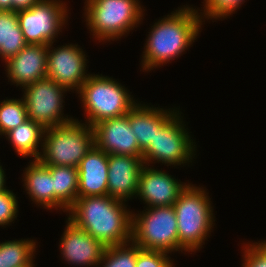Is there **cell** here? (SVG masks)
<instances>
[{
  "label": "cell",
  "mask_w": 266,
  "mask_h": 267,
  "mask_svg": "<svg viewBox=\"0 0 266 267\" xmlns=\"http://www.w3.org/2000/svg\"><path fill=\"white\" fill-rule=\"evenodd\" d=\"M167 267H175L173 261Z\"/></svg>",
  "instance_id": "e575fe53"
},
{
  "label": "cell",
  "mask_w": 266,
  "mask_h": 267,
  "mask_svg": "<svg viewBox=\"0 0 266 267\" xmlns=\"http://www.w3.org/2000/svg\"><path fill=\"white\" fill-rule=\"evenodd\" d=\"M92 128L95 146L106 154L143 155L129 122V112L123 116L102 120Z\"/></svg>",
  "instance_id": "7c38bea8"
},
{
  "label": "cell",
  "mask_w": 266,
  "mask_h": 267,
  "mask_svg": "<svg viewBox=\"0 0 266 267\" xmlns=\"http://www.w3.org/2000/svg\"><path fill=\"white\" fill-rule=\"evenodd\" d=\"M203 187L189 184L173 204L177 220L179 252H196L214 226L213 207Z\"/></svg>",
  "instance_id": "3957f363"
},
{
  "label": "cell",
  "mask_w": 266,
  "mask_h": 267,
  "mask_svg": "<svg viewBox=\"0 0 266 267\" xmlns=\"http://www.w3.org/2000/svg\"><path fill=\"white\" fill-rule=\"evenodd\" d=\"M68 11L65 3L60 0H41L30 8L18 10L17 17L26 43H54L66 25Z\"/></svg>",
  "instance_id": "9c48e42d"
},
{
  "label": "cell",
  "mask_w": 266,
  "mask_h": 267,
  "mask_svg": "<svg viewBox=\"0 0 266 267\" xmlns=\"http://www.w3.org/2000/svg\"><path fill=\"white\" fill-rule=\"evenodd\" d=\"M142 156L108 155V196L126 202L136 197ZM127 199V200H126Z\"/></svg>",
  "instance_id": "9a60e30c"
},
{
  "label": "cell",
  "mask_w": 266,
  "mask_h": 267,
  "mask_svg": "<svg viewBox=\"0 0 266 267\" xmlns=\"http://www.w3.org/2000/svg\"><path fill=\"white\" fill-rule=\"evenodd\" d=\"M127 209L124 201L102 195L78 197L67 213L74 225L109 247L132 241V212Z\"/></svg>",
  "instance_id": "6da1fadb"
},
{
  "label": "cell",
  "mask_w": 266,
  "mask_h": 267,
  "mask_svg": "<svg viewBox=\"0 0 266 267\" xmlns=\"http://www.w3.org/2000/svg\"><path fill=\"white\" fill-rule=\"evenodd\" d=\"M66 222L67 225L59 245L63 259L67 261L66 263L76 266L99 267L106 247L69 219Z\"/></svg>",
  "instance_id": "5bb4252c"
},
{
  "label": "cell",
  "mask_w": 266,
  "mask_h": 267,
  "mask_svg": "<svg viewBox=\"0 0 266 267\" xmlns=\"http://www.w3.org/2000/svg\"><path fill=\"white\" fill-rule=\"evenodd\" d=\"M94 145L93 128L74 119L45 129L39 160L44 165L78 167Z\"/></svg>",
  "instance_id": "5b68a950"
},
{
  "label": "cell",
  "mask_w": 266,
  "mask_h": 267,
  "mask_svg": "<svg viewBox=\"0 0 266 267\" xmlns=\"http://www.w3.org/2000/svg\"><path fill=\"white\" fill-rule=\"evenodd\" d=\"M243 248L242 267H266V255L254 243H248Z\"/></svg>",
  "instance_id": "f1b7e54d"
},
{
  "label": "cell",
  "mask_w": 266,
  "mask_h": 267,
  "mask_svg": "<svg viewBox=\"0 0 266 267\" xmlns=\"http://www.w3.org/2000/svg\"><path fill=\"white\" fill-rule=\"evenodd\" d=\"M48 45L27 44L18 54L5 61L8 80L25 87L47 77Z\"/></svg>",
  "instance_id": "2e32d148"
},
{
  "label": "cell",
  "mask_w": 266,
  "mask_h": 267,
  "mask_svg": "<svg viewBox=\"0 0 266 267\" xmlns=\"http://www.w3.org/2000/svg\"><path fill=\"white\" fill-rule=\"evenodd\" d=\"M266 255V241L254 243Z\"/></svg>",
  "instance_id": "d6a6232c"
},
{
  "label": "cell",
  "mask_w": 266,
  "mask_h": 267,
  "mask_svg": "<svg viewBox=\"0 0 266 267\" xmlns=\"http://www.w3.org/2000/svg\"><path fill=\"white\" fill-rule=\"evenodd\" d=\"M77 93L87 114L85 123L91 127L102 120L123 116L137 104L125 86L102 74H91Z\"/></svg>",
  "instance_id": "8992f818"
},
{
  "label": "cell",
  "mask_w": 266,
  "mask_h": 267,
  "mask_svg": "<svg viewBox=\"0 0 266 267\" xmlns=\"http://www.w3.org/2000/svg\"><path fill=\"white\" fill-rule=\"evenodd\" d=\"M17 213L18 200L16 195L9 189L0 192V226L11 225V222L17 219Z\"/></svg>",
  "instance_id": "4316f807"
},
{
  "label": "cell",
  "mask_w": 266,
  "mask_h": 267,
  "mask_svg": "<svg viewBox=\"0 0 266 267\" xmlns=\"http://www.w3.org/2000/svg\"><path fill=\"white\" fill-rule=\"evenodd\" d=\"M178 110L151 107L137 103L129 111V122L136 136L139 148L144 151L154 140L159 130Z\"/></svg>",
  "instance_id": "ac0fdd59"
},
{
  "label": "cell",
  "mask_w": 266,
  "mask_h": 267,
  "mask_svg": "<svg viewBox=\"0 0 266 267\" xmlns=\"http://www.w3.org/2000/svg\"><path fill=\"white\" fill-rule=\"evenodd\" d=\"M168 253L141 249L137 245L136 267H167L173 260Z\"/></svg>",
  "instance_id": "83f0119b"
},
{
  "label": "cell",
  "mask_w": 266,
  "mask_h": 267,
  "mask_svg": "<svg viewBox=\"0 0 266 267\" xmlns=\"http://www.w3.org/2000/svg\"><path fill=\"white\" fill-rule=\"evenodd\" d=\"M107 176L108 154L94 145L78 166V197L108 195Z\"/></svg>",
  "instance_id": "e0dca14e"
},
{
  "label": "cell",
  "mask_w": 266,
  "mask_h": 267,
  "mask_svg": "<svg viewBox=\"0 0 266 267\" xmlns=\"http://www.w3.org/2000/svg\"><path fill=\"white\" fill-rule=\"evenodd\" d=\"M85 21L99 42L114 41L138 27L143 20L139 0H86Z\"/></svg>",
  "instance_id": "277c9868"
},
{
  "label": "cell",
  "mask_w": 266,
  "mask_h": 267,
  "mask_svg": "<svg viewBox=\"0 0 266 267\" xmlns=\"http://www.w3.org/2000/svg\"><path fill=\"white\" fill-rule=\"evenodd\" d=\"M136 259L137 245L130 241L126 244L106 247L99 265L102 264V267H136Z\"/></svg>",
  "instance_id": "d4e9b609"
},
{
  "label": "cell",
  "mask_w": 266,
  "mask_h": 267,
  "mask_svg": "<svg viewBox=\"0 0 266 267\" xmlns=\"http://www.w3.org/2000/svg\"><path fill=\"white\" fill-rule=\"evenodd\" d=\"M26 45L17 11L0 10V57L2 61L18 54Z\"/></svg>",
  "instance_id": "7402d4cb"
},
{
  "label": "cell",
  "mask_w": 266,
  "mask_h": 267,
  "mask_svg": "<svg viewBox=\"0 0 266 267\" xmlns=\"http://www.w3.org/2000/svg\"><path fill=\"white\" fill-rule=\"evenodd\" d=\"M179 111L157 130L154 140L143 151L142 160L145 165L161 162L164 165L167 164L166 166L174 165L175 167L192 162L191 160L196 155L194 153L196 143L185 129L186 125L181 117L182 112Z\"/></svg>",
  "instance_id": "ba28073f"
},
{
  "label": "cell",
  "mask_w": 266,
  "mask_h": 267,
  "mask_svg": "<svg viewBox=\"0 0 266 267\" xmlns=\"http://www.w3.org/2000/svg\"><path fill=\"white\" fill-rule=\"evenodd\" d=\"M149 166L150 164L144 165L140 171L136 196L143 200L147 207L173 205L188 184L178 182L169 173Z\"/></svg>",
  "instance_id": "4fadbf2b"
},
{
  "label": "cell",
  "mask_w": 266,
  "mask_h": 267,
  "mask_svg": "<svg viewBox=\"0 0 266 267\" xmlns=\"http://www.w3.org/2000/svg\"><path fill=\"white\" fill-rule=\"evenodd\" d=\"M28 120L26 104L21 99H6L0 101V135L4 136L11 129Z\"/></svg>",
  "instance_id": "cb8c5ba5"
},
{
  "label": "cell",
  "mask_w": 266,
  "mask_h": 267,
  "mask_svg": "<svg viewBox=\"0 0 266 267\" xmlns=\"http://www.w3.org/2000/svg\"><path fill=\"white\" fill-rule=\"evenodd\" d=\"M35 265H34V263H33V260L28 264V265H25V266H23V267H34Z\"/></svg>",
  "instance_id": "836d02e7"
},
{
  "label": "cell",
  "mask_w": 266,
  "mask_h": 267,
  "mask_svg": "<svg viewBox=\"0 0 266 267\" xmlns=\"http://www.w3.org/2000/svg\"><path fill=\"white\" fill-rule=\"evenodd\" d=\"M146 210L139 214L132 213V241L141 249L168 254L179 251L177 220L173 205L147 207Z\"/></svg>",
  "instance_id": "52a82bcc"
},
{
  "label": "cell",
  "mask_w": 266,
  "mask_h": 267,
  "mask_svg": "<svg viewBox=\"0 0 266 267\" xmlns=\"http://www.w3.org/2000/svg\"><path fill=\"white\" fill-rule=\"evenodd\" d=\"M36 248V241L33 239L10 240L0 243V267L28 265L35 257Z\"/></svg>",
  "instance_id": "603a6c76"
},
{
  "label": "cell",
  "mask_w": 266,
  "mask_h": 267,
  "mask_svg": "<svg viewBox=\"0 0 266 267\" xmlns=\"http://www.w3.org/2000/svg\"><path fill=\"white\" fill-rule=\"evenodd\" d=\"M52 44L48 45L47 77L68 92L72 89L78 92L90 76L86 72L88 60L85 52L77 44H66L54 49Z\"/></svg>",
  "instance_id": "8fae6325"
},
{
  "label": "cell",
  "mask_w": 266,
  "mask_h": 267,
  "mask_svg": "<svg viewBox=\"0 0 266 267\" xmlns=\"http://www.w3.org/2000/svg\"><path fill=\"white\" fill-rule=\"evenodd\" d=\"M5 171L2 168V165H0V192L4 191L6 188L5 186Z\"/></svg>",
  "instance_id": "1f68e13d"
},
{
  "label": "cell",
  "mask_w": 266,
  "mask_h": 267,
  "mask_svg": "<svg viewBox=\"0 0 266 267\" xmlns=\"http://www.w3.org/2000/svg\"><path fill=\"white\" fill-rule=\"evenodd\" d=\"M26 193L38 206L53 208V180L47 165L33 159L22 174Z\"/></svg>",
  "instance_id": "d6986e66"
},
{
  "label": "cell",
  "mask_w": 266,
  "mask_h": 267,
  "mask_svg": "<svg viewBox=\"0 0 266 267\" xmlns=\"http://www.w3.org/2000/svg\"><path fill=\"white\" fill-rule=\"evenodd\" d=\"M0 10L13 11V1L12 0H0Z\"/></svg>",
  "instance_id": "4dcf8cb0"
},
{
  "label": "cell",
  "mask_w": 266,
  "mask_h": 267,
  "mask_svg": "<svg viewBox=\"0 0 266 267\" xmlns=\"http://www.w3.org/2000/svg\"><path fill=\"white\" fill-rule=\"evenodd\" d=\"M24 89V90H23ZM28 119L44 129L69 123L74 119L63 113L66 88L46 77L22 88ZM63 113V114H62ZM64 115V116H63Z\"/></svg>",
  "instance_id": "30bf717a"
},
{
  "label": "cell",
  "mask_w": 266,
  "mask_h": 267,
  "mask_svg": "<svg viewBox=\"0 0 266 267\" xmlns=\"http://www.w3.org/2000/svg\"><path fill=\"white\" fill-rule=\"evenodd\" d=\"M45 129L37 122L28 119L16 128L11 129L4 136L11 142L15 152L22 157L39 159V144L43 148V134Z\"/></svg>",
  "instance_id": "44dd1931"
},
{
  "label": "cell",
  "mask_w": 266,
  "mask_h": 267,
  "mask_svg": "<svg viewBox=\"0 0 266 267\" xmlns=\"http://www.w3.org/2000/svg\"><path fill=\"white\" fill-rule=\"evenodd\" d=\"M13 1V11H18L21 9H27L34 4L40 2L41 0H12Z\"/></svg>",
  "instance_id": "f546056e"
},
{
  "label": "cell",
  "mask_w": 266,
  "mask_h": 267,
  "mask_svg": "<svg viewBox=\"0 0 266 267\" xmlns=\"http://www.w3.org/2000/svg\"><path fill=\"white\" fill-rule=\"evenodd\" d=\"M198 11L202 10L184 5L151 26L142 55L143 72L169 63L195 42L203 22Z\"/></svg>",
  "instance_id": "7a4b0ae2"
},
{
  "label": "cell",
  "mask_w": 266,
  "mask_h": 267,
  "mask_svg": "<svg viewBox=\"0 0 266 267\" xmlns=\"http://www.w3.org/2000/svg\"><path fill=\"white\" fill-rule=\"evenodd\" d=\"M47 166L53 180V208L67 212L78 198V167Z\"/></svg>",
  "instance_id": "ffe728a7"
},
{
  "label": "cell",
  "mask_w": 266,
  "mask_h": 267,
  "mask_svg": "<svg viewBox=\"0 0 266 267\" xmlns=\"http://www.w3.org/2000/svg\"><path fill=\"white\" fill-rule=\"evenodd\" d=\"M205 5H203V13L200 12L201 18L206 19H215L222 20L227 16H231L235 10L241 7V4L244 3V0H204Z\"/></svg>",
  "instance_id": "484cf974"
}]
</instances>
